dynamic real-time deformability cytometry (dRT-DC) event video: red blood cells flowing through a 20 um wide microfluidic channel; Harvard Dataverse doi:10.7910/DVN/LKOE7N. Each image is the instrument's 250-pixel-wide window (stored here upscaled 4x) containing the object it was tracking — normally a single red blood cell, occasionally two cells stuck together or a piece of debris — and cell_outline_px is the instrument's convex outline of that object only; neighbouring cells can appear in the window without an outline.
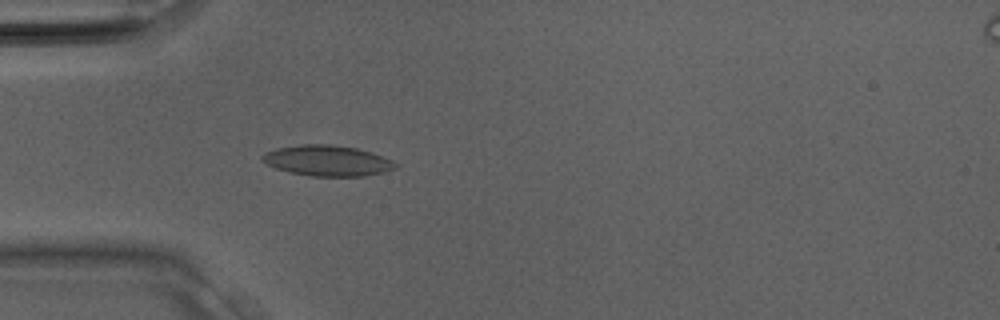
{"species": "Egyptian fruit bat (a non-hibernating species)", "species_latin": "Rousettus aegyptiacus", "temperature_condition": "room temperature", "stored_images_in_passage": 12, "camera_frame_rate_fps": 3000, "um_per_image_px": 0.085, "animal": {"sex": "male"}, "frame": {"image": 1, "passage_image": 6, "time_ms": 1.667, "image_size_px": [1000, 320], "cell_outline_px": [[400, 164], [396, 168], [384, 172], [364, 176], [312, 176], [288, 172], [276, 168], [260, 160], [260, 156], [264, 152], [276, 148], [300, 144], [332, 144], [356, 148], [372, 152], [392, 160]], "centroid_in_image_um": [27.82, 13.65], "position_along_channel_um": 57.2, "area_um2": 24.04}}
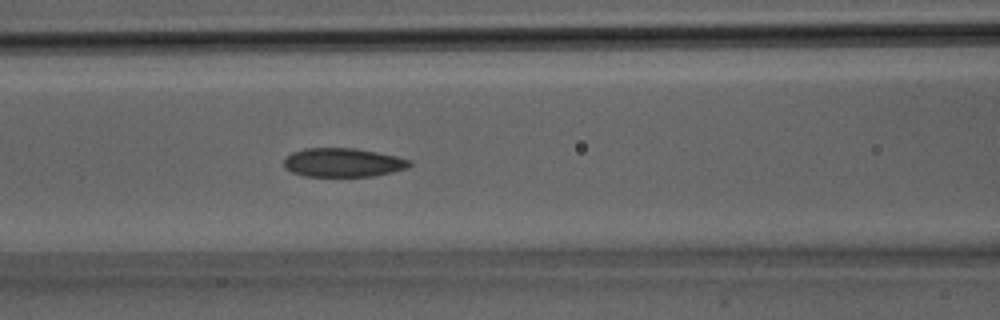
{"frame": {"image": 2, "passage_image": 10, "time_ms": 3.0, "image_size_px": [1000, 320], "cell_outline_px": [[412, 164], [408, 168], [392, 172], [372, 176], [304, 176], [292, 172], [284, 164], [284, 160], [292, 152], [304, 148], [356, 148], [396, 156], [412, 160]], "centroid_in_image_um": [29.19, 13.81], "position_along_channel_um": 137.4, "area_um2": 21.04}}